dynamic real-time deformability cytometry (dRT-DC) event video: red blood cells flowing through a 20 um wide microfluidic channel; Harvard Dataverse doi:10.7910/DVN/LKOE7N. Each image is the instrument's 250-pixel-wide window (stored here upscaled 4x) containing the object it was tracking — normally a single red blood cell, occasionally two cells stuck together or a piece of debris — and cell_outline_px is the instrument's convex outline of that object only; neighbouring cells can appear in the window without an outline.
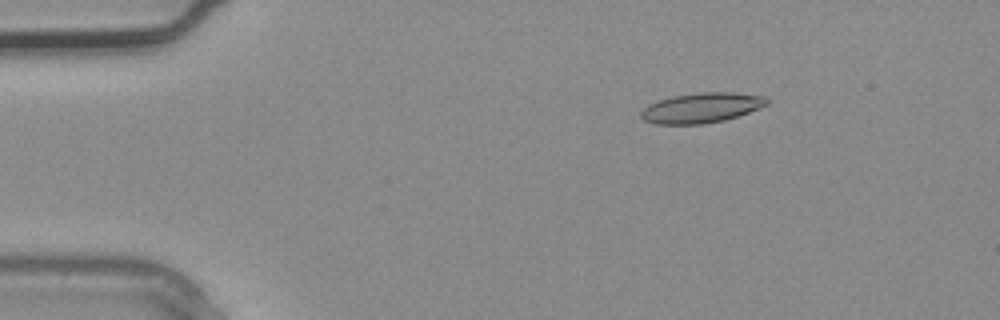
{"species": "common noctule bat (a hibernating species)", "species_latin": "Nyctalus noctula", "temperature_condition": "warm", "stored_images_in_passage": 3, "camera_frame_rate_fps": 3000, "um_per_image_px": 0.085, "animal": {"sex": "male", "body_mass_g": 20.4}, "frame": {"image": 1, "passage_image": 2, "time_ms": 0.333, "image_size_px": [1000, 320], "cell_outline_px": [[768, 104], [748, 112], [724, 120], [704, 124], [656, 124], [644, 120], [640, 116], [640, 112], [648, 104], [656, 100], [672, 96], [700, 92], [732, 92], [764, 96], [768, 100]], "centroid_in_image_um": [59.58, 9.16], "position_along_channel_um": 25.4, "area_um2": 22.02}}